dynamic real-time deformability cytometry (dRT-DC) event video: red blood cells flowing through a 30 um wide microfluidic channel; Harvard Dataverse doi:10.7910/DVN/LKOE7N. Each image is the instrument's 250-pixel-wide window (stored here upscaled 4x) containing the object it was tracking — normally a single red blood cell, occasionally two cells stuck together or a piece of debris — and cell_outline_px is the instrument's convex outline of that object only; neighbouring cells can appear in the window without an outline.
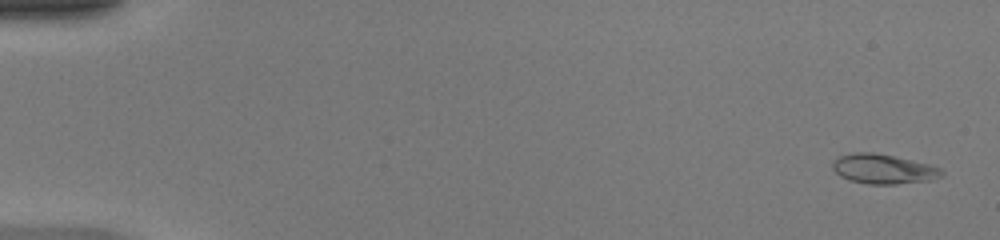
{"species": "common noctule bat (a hibernating species)", "species_latin": "Nyctalus noctula", "temperature_condition": "warm", "stored_images_in_passage": 49, "camera_frame_rate_fps": 3000, "um_per_image_px": 0.085, "animal": {"sex": "female", "body_mass_g": 20.0, "forearm_length_mm": 54.0}, "frame": {"image": 1, "passage_image": 2, "time_ms": 0.333, "image_size_px": [1000, 240], "cell_outline_px": [[944, 172], [940, 176], [932, 180], [896, 184], [868, 184], [848, 180], [840, 176], [832, 168], [832, 160], [840, 156], [852, 152], [872, 152], [892, 156], [928, 164], [940, 168]], "centroid_in_image_um": [75.04, 14.37], "position_along_channel_um": 10.0, "area_um2": 18.79}}
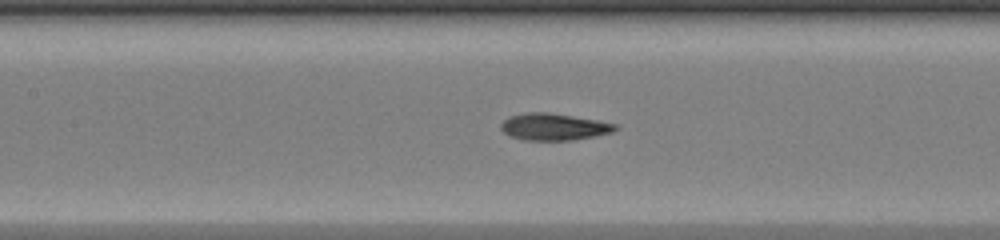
{"frame": {"image": 2, "passage_image": 24, "time_ms": 7.667, "image_size_px": [1000, 240], "cell_outline_px": [[620, 128], [612, 132], [596, 136], [572, 140], [524, 140], [508, 136], [500, 128], [500, 124], [508, 116], [524, 112], [548, 112], [596, 120], [616, 124]], "centroid_in_image_um": [47.04, 10.78], "position_along_channel_um": 160.4, "area_um2": 18.03}}
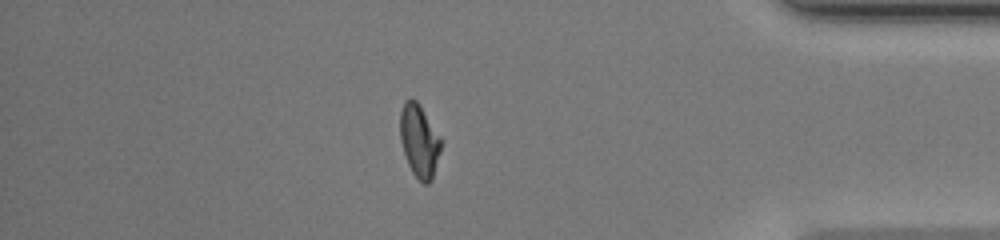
{"frame": {"image": 3, "passage_image": 43, "time_ms": 14.0, "image_size_px": [1000, 240], "cell_outline_px": [[444, 140], [432, 180], [428, 184], [424, 184], [412, 172], [408, 164], [400, 140], [400, 112], [404, 100], [412, 96], [420, 104]], "centroid_in_image_um": [35.66, 11.92], "position_along_channel_um": 399.5, "area_um2": 17.86}, "authors_computed_cell_mechanics": {"area_um2": 17.8602, "velocity_mm_per_s": 4.2573, "shape_relaxation_time_tau1_ms": 4.6148, "shape_relaxation_time_tau2_ms": 1.2525, "deformation_change_tau1": 0.2109, "deformation_change_tau2": 0.0674}}